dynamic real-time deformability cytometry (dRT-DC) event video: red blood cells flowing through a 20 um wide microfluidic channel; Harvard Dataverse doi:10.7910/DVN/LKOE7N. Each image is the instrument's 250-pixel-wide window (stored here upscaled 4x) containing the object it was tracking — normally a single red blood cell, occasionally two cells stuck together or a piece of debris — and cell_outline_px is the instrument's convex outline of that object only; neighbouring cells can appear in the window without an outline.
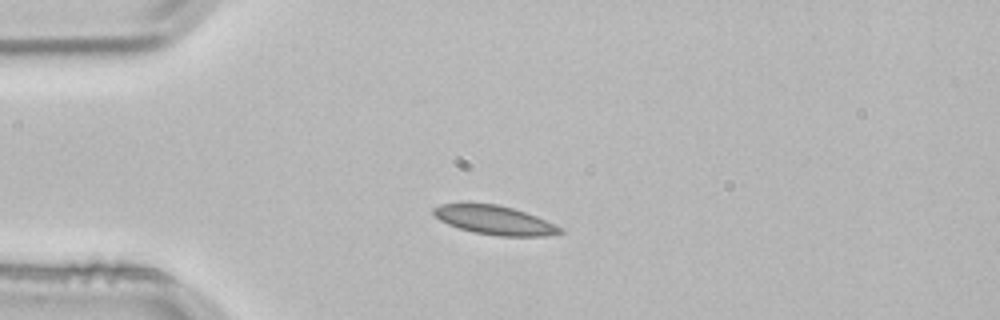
{"species": "common noctule bat (a hibernating species)", "species_latin": "Nyctalus noctula", "temperature_condition": "room temperature", "stored_images_in_passage": 2, "camera_frame_rate_fps": 3000, "um_per_image_px": 0.085, "animal": {"sex": "male", "body_mass_g": 21.5, "forearm_length_mm": 52.0}, "frame": {"image": 1, "passage_image": 2, "time_ms": 0.333, "image_size_px": [1000, 320], "cell_outline_px": [[564, 232], [544, 236], [496, 236], [472, 232], [448, 224], [440, 220], [432, 212], [432, 208], [440, 204], [496, 204], [512, 208], [536, 216], [564, 228]], "centroid_in_image_um": [42.06, 18.72], "position_along_channel_um": 42.9, "area_um2": 21.15}}